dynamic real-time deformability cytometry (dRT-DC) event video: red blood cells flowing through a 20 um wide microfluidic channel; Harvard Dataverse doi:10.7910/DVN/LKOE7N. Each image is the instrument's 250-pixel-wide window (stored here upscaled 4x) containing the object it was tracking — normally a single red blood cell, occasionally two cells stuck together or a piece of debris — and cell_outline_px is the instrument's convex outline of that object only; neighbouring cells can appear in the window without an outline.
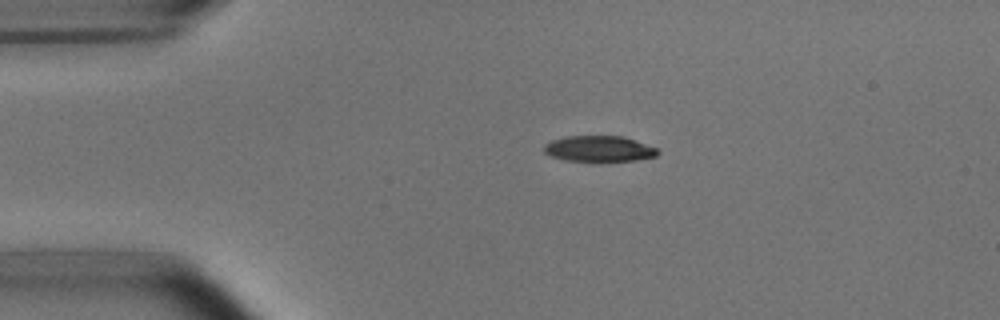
{"species": "common noctule bat (a hibernating species)", "species_latin": "Nyctalus noctula", "temperature_condition": "room temperature", "stored_images_in_passage": 52, "camera_frame_rate_fps": 3000, "um_per_image_px": 0.085, "animal": {"sex": "male", "body_mass_g": 15.6}, "frame": {"image": 1, "passage_image": 10, "time_ms": 3.0, "image_size_px": [1000, 320], "cell_outline_px": [[660, 152], [656, 156], [636, 160], [564, 160], [552, 156], [544, 152], [544, 144], [552, 140], [564, 136], [624, 136], [656, 148]], "centroid_in_image_um": [50.9, 12.62], "position_along_channel_um": 34.1, "area_um2": 16.82}}
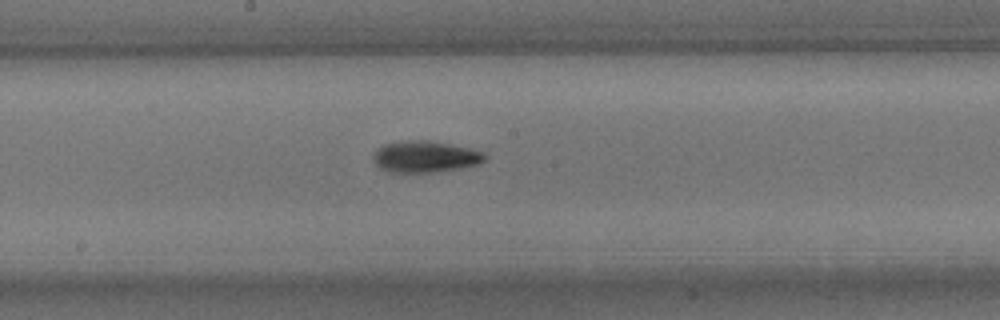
{"frame": {"image": 2, "passage_image": 27, "time_ms": 8.667, "image_size_px": [1000, 320], "cell_outline_px": [[488, 156], [480, 164], [440, 172], [388, 172], [380, 168], [372, 160], [372, 156], [376, 148], [384, 144], [400, 140], [428, 140], [468, 148], [484, 152]], "centroid_in_image_um": [36.11, 13.32], "position_along_channel_um": 212.1, "area_um2": 20.75}}
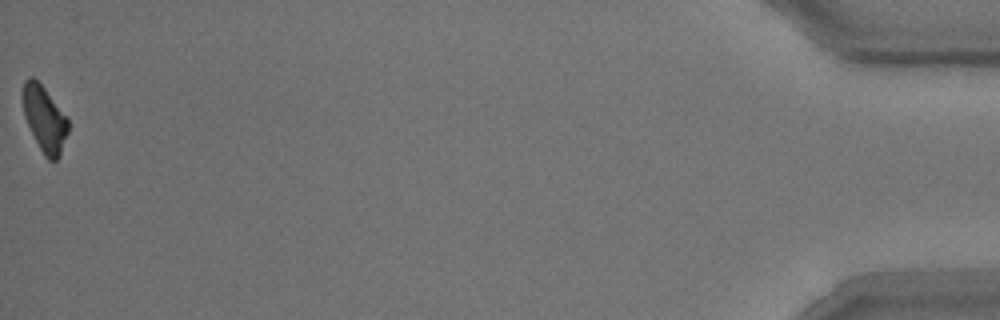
{"frame": {"image": 3, "passage_image": 52, "time_ms": 17.0, "image_size_px": [1000, 320], "cell_outline_px": [[68, 132], [60, 156], [56, 160], [48, 160], [44, 156], [24, 116], [20, 100], [20, 92], [24, 80], [28, 76], [32, 76], [44, 88], [68, 116]], "centroid_in_image_um": [3.75, 10.05], "position_along_channel_um": 431.4, "area_um2": 17.74}, "authors_computed_cell_mechanics": {"area_um2": 18.3804, "velocity_mm_per_s": 3.7913, "shape_relaxation_time_tau1_ms": 3.7294, "shape_relaxation_time_tau2_ms": 6.5151, "deformation_change_tau1": 0.1453, "deformation_change_tau2": 0.1568}}